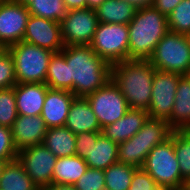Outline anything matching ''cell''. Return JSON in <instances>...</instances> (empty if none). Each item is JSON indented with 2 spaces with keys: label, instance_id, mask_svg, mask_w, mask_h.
<instances>
[{
  "label": "cell",
  "instance_id": "f35d334b",
  "mask_svg": "<svg viewBox=\"0 0 190 190\" xmlns=\"http://www.w3.org/2000/svg\"><path fill=\"white\" fill-rule=\"evenodd\" d=\"M131 4L135 9H143L147 7H152L154 0H122Z\"/></svg>",
  "mask_w": 190,
  "mask_h": 190
},
{
  "label": "cell",
  "instance_id": "d6986e66",
  "mask_svg": "<svg viewBox=\"0 0 190 190\" xmlns=\"http://www.w3.org/2000/svg\"><path fill=\"white\" fill-rule=\"evenodd\" d=\"M75 135L86 132H101L100 124L86 97H75L64 125Z\"/></svg>",
  "mask_w": 190,
  "mask_h": 190
},
{
  "label": "cell",
  "instance_id": "e0dca14e",
  "mask_svg": "<svg viewBox=\"0 0 190 190\" xmlns=\"http://www.w3.org/2000/svg\"><path fill=\"white\" fill-rule=\"evenodd\" d=\"M149 119L148 112L143 109H132L116 122L102 128L101 133L120 144L134 136Z\"/></svg>",
  "mask_w": 190,
  "mask_h": 190
},
{
  "label": "cell",
  "instance_id": "3957f363",
  "mask_svg": "<svg viewBox=\"0 0 190 190\" xmlns=\"http://www.w3.org/2000/svg\"><path fill=\"white\" fill-rule=\"evenodd\" d=\"M128 60H148L169 32L167 17L156 8L138 9L128 24Z\"/></svg>",
  "mask_w": 190,
  "mask_h": 190
},
{
  "label": "cell",
  "instance_id": "e575fe53",
  "mask_svg": "<svg viewBox=\"0 0 190 190\" xmlns=\"http://www.w3.org/2000/svg\"><path fill=\"white\" fill-rule=\"evenodd\" d=\"M101 132H86L76 135V155L85 160L89 156L92 143H96Z\"/></svg>",
  "mask_w": 190,
  "mask_h": 190
},
{
  "label": "cell",
  "instance_id": "cb8c5ba5",
  "mask_svg": "<svg viewBox=\"0 0 190 190\" xmlns=\"http://www.w3.org/2000/svg\"><path fill=\"white\" fill-rule=\"evenodd\" d=\"M87 169L86 162L77 155L58 158L53 169L52 183L73 185Z\"/></svg>",
  "mask_w": 190,
  "mask_h": 190
},
{
  "label": "cell",
  "instance_id": "9a60e30c",
  "mask_svg": "<svg viewBox=\"0 0 190 190\" xmlns=\"http://www.w3.org/2000/svg\"><path fill=\"white\" fill-rule=\"evenodd\" d=\"M47 129L40 115H18L11 127L15 148L20 151L29 146L42 144Z\"/></svg>",
  "mask_w": 190,
  "mask_h": 190
},
{
  "label": "cell",
  "instance_id": "ba28073f",
  "mask_svg": "<svg viewBox=\"0 0 190 190\" xmlns=\"http://www.w3.org/2000/svg\"><path fill=\"white\" fill-rule=\"evenodd\" d=\"M90 46L111 66L128 60V25L99 22Z\"/></svg>",
  "mask_w": 190,
  "mask_h": 190
},
{
  "label": "cell",
  "instance_id": "ffe728a7",
  "mask_svg": "<svg viewBox=\"0 0 190 190\" xmlns=\"http://www.w3.org/2000/svg\"><path fill=\"white\" fill-rule=\"evenodd\" d=\"M174 106L168 125L173 130L190 129V74L181 75L174 98Z\"/></svg>",
  "mask_w": 190,
  "mask_h": 190
},
{
  "label": "cell",
  "instance_id": "52a82bcc",
  "mask_svg": "<svg viewBox=\"0 0 190 190\" xmlns=\"http://www.w3.org/2000/svg\"><path fill=\"white\" fill-rule=\"evenodd\" d=\"M143 169L155 180L157 185L172 190L183 188L184 180L181 176L171 137L149 152Z\"/></svg>",
  "mask_w": 190,
  "mask_h": 190
},
{
  "label": "cell",
  "instance_id": "7c38bea8",
  "mask_svg": "<svg viewBox=\"0 0 190 190\" xmlns=\"http://www.w3.org/2000/svg\"><path fill=\"white\" fill-rule=\"evenodd\" d=\"M181 75L155 70L153 77L149 118L168 120L174 106V98Z\"/></svg>",
  "mask_w": 190,
  "mask_h": 190
},
{
  "label": "cell",
  "instance_id": "6da1fadb",
  "mask_svg": "<svg viewBox=\"0 0 190 190\" xmlns=\"http://www.w3.org/2000/svg\"><path fill=\"white\" fill-rule=\"evenodd\" d=\"M61 52L68 64L69 91L76 97H86L111 79V65L90 45L65 46Z\"/></svg>",
  "mask_w": 190,
  "mask_h": 190
},
{
  "label": "cell",
  "instance_id": "ab89813d",
  "mask_svg": "<svg viewBox=\"0 0 190 190\" xmlns=\"http://www.w3.org/2000/svg\"><path fill=\"white\" fill-rule=\"evenodd\" d=\"M41 190H76L73 185L52 183Z\"/></svg>",
  "mask_w": 190,
  "mask_h": 190
},
{
  "label": "cell",
  "instance_id": "74e56055",
  "mask_svg": "<svg viewBox=\"0 0 190 190\" xmlns=\"http://www.w3.org/2000/svg\"><path fill=\"white\" fill-rule=\"evenodd\" d=\"M63 1L68 11L87 8L86 0H63Z\"/></svg>",
  "mask_w": 190,
  "mask_h": 190
},
{
  "label": "cell",
  "instance_id": "60d3db41",
  "mask_svg": "<svg viewBox=\"0 0 190 190\" xmlns=\"http://www.w3.org/2000/svg\"><path fill=\"white\" fill-rule=\"evenodd\" d=\"M105 0H86L87 8L96 9L100 6Z\"/></svg>",
  "mask_w": 190,
  "mask_h": 190
},
{
  "label": "cell",
  "instance_id": "f1b7e54d",
  "mask_svg": "<svg viewBox=\"0 0 190 190\" xmlns=\"http://www.w3.org/2000/svg\"><path fill=\"white\" fill-rule=\"evenodd\" d=\"M27 7L30 15L59 23L68 12L63 0H33Z\"/></svg>",
  "mask_w": 190,
  "mask_h": 190
},
{
  "label": "cell",
  "instance_id": "603a6c76",
  "mask_svg": "<svg viewBox=\"0 0 190 190\" xmlns=\"http://www.w3.org/2000/svg\"><path fill=\"white\" fill-rule=\"evenodd\" d=\"M0 190H39L16 158L5 163L0 176Z\"/></svg>",
  "mask_w": 190,
  "mask_h": 190
},
{
  "label": "cell",
  "instance_id": "7bdbcfd3",
  "mask_svg": "<svg viewBox=\"0 0 190 190\" xmlns=\"http://www.w3.org/2000/svg\"><path fill=\"white\" fill-rule=\"evenodd\" d=\"M18 3H21L24 6H28L33 0H14Z\"/></svg>",
  "mask_w": 190,
  "mask_h": 190
},
{
  "label": "cell",
  "instance_id": "f6af8a7d",
  "mask_svg": "<svg viewBox=\"0 0 190 190\" xmlns=\"http://www.w3.org/2000/svg\"><path fill=\"white\" fill-rule=\"evenodd\" d=\"M5 163H6L5 161L0 160V176H1V172H2V169L5 165Z\"/></svg>",
  "mask_w": 190,
  "mask_h": 190
},
{
  "label": "cell",
  "instance_id": "ac0fdd59",
  "mask_svg": "<svg viewBox=\"0 0 190 190\" xmlns=\"http://www.w3.org/2000/svg\"><path fill=\"white\" fill-rule=\"evenodd\" d=\"M48 89L46 83H17L14 91L18 115H41Z\"/></svg>",
  "mask_w": 190,
  "mask_h": 190
},
{
  "label": "cell",
  "instance_id": "b9f144b4",
  "mask_svg": "<svg viewBox=\"0 0 190 190\" xmlns=\"http://www.w3.org/2000/svg\"><path fill=\"white\" fill-rule=\"evenodd\" d=\"M183 189L190 190V178H188L184 181Z\"/></svg>",
  "mask_w": 190,
  "mask_h": 190
},
{
  "label": "cell",
  "instance_id": "9c48e42d",
  "mask_svg": "<svg viewBox=\"0 0 190 190\" xmlns=\"http://www.w3.org/2000/svg\"><path fill=\"white\" fill-rule=\"evenodd\" d=\"M101 129L121 119L130 109L119 88L110 79L103 87L86 96Z\"/></svg>",
  "mask_w": 190,
  "mask_h": 190
},
{
  "label": "cell",
  "instance_id": "5b68a950",
  "mask_svg": "<svg viewBox=\"0 0 190 190\" xmlns=\"http://www.w3.org/2000/svg\"><path fill=\"white\" fill-rule=\"evenodd\" d=\"M6 49L14 60L18 84L46 82L49 60L54 52L24 41Z\"/></svg>",
  "mask_w": 190,
  "mask_h": 190
},
{
  "label": "cell",
  "instance_id": "83f0119b",
  "mask_svg": "<svg viewBox=\"0 0 190 190\" xmlns=\"http://www.w3.org/2000/svg\"><path fill=\"white\" fill-rule=\"evenodd\" d=\"M170 137L174 143L182 179L185 181L190 178V129L172 130Z\"/></svg>",
  "mask_w": 190,
  "mask_h": 190
},
{
  "label": "cell",
  "instance_id": "d590c367",
  "mask_svg": "<svg viewBox=\"0 0 190 190\" xmlns=\"http://www.w3.org/2000/svg\"><path fill=\"white\" fill-rule=\"evenodd\" d=\"M155 186V180L143 168H137L128 190H152Z\"/></svg>",
  "mask_w": 190,
  "mask_h": 190
},
{
  "label": "cell",
  "instance_id": "7a4b0ae2",
  "mask_svg": "<svg viewBox=\"0 0 190 190\" xmlns=\"http://www.w3.org/2000/svg\"><path fill=\"white\" fill-rule=\"evenodd\" d=\"M155 70L148 60H125L111 66V80L130 108L148 111Z\"/></svg>",
  "mask_w": 190,
  "mask_h": 190
},
{
  "label": "cell",
  "instance_id": "8992f818",
  "mask_svg": "<svg viewBox=\"0 0 190 190\" xmlns=\"http://www.w3.org/2000/svg\"><path fill=\"white\" fill-rule=\"evenodd\" d=\"M148 61L159 71L190 74V45L187 35L169 31L158 42Z\"/></svg>",
  "mask_w": 190,
  "mask_h": 190
},
{
  "label": "cell",
  "instance_id": "5bb4252c",
  "mask_svg": "<svg viewBox=\"0 0 190 190\" xmlns=\"http://www.w3.org/2000/svg\"><path fill=\"white\" fill-rule=\"evenodd\" d=\"M22 41L54 53L60 52L65 47L62 39L61 23L33 15L29 16Z\"/></svg>",
  "mask_w": 190,
  "mask_h": 190
},
{
  "label": "cell",
  "instance_id": "484cf974",
  "mask_svg": "<svg viewBox=\"0 0 190 190\" xmlns=\"http://www.w3.org/2000/svg\"><path fill=\"white\" fill-rule=\"evenodd\" d=\"M45 83L49 89L69 90L68 64L61 51L52 54Z\"/></svg>",
  "mask_w": 190,
  "mask_h": 190
},
{
  "label": "cell",
  "instance_id": "4dcf8cb0",
  "mask_svg": "<svg viewBox=\"0 0 190 190\" xmlns=\"http://www.w3.org/2000/svg\"><path fill=\"white\" fill-rule=\"evenodd\" d=\"M17 117L14 86L0 89V125L11 128Z\"/></svg>",
  "mask_w": 190,
  "mask_h": 190
},
{
  "label": "cell",
  "instance_id": "d6a6232c",
  "mask_svg": "<svg viewBox=\"0 0 190 190\" xmlns=\"http://www.w3.org/2000/svg\"><path fill=\"white\" fill-rule=\"evenodd\" d=\"M17 84L14 60L7 49L0 53V89L13 87Z\"/></svg>",
  "mask_w": 190,
  "mask_h": 190
},
{
  "label": "cell",
  "instance_id": "8fae6325",
  "mask_svg": "<svg viewBox=\"0 0 190 190\" xmlns=\"http://www.w3.org/2000/svg\"><path fill=\"white\" fill-rule=\"evenodd\" d=\"M17 159L39 190L52 184L53 169L58 158L43 144L21 149Z\"/></svg>",
  "mask_w": 190,
  "mask_h": 190
},
{
  "label": "cell",
  "instance_id": "4fadbf2b",
  "mask_svg": "<svg viewBox=\"0 0 190 190\" xmlns=\"http://www.w3.org/2000/svg\"><path fill=\"white\" fill-rule=\"evenodd\" d=\"M30 13L14 0L0 1V44L6 49L23 40Z\"/></svg>",
  "mask_w": 190,
  "mask_h": 190
},
{
  "label": "cell",
  "instance_id": "836d02e7",
  "mask_svg": "<svg viewBox=\"0 0 190 190\" xmlns=\"http://www.w3.org/2000/svg\"><path fill=\"white\" fill-rule=\"evenodd\" d=\"M18 151L12 140L11 128L0 125V160L8 162L17 158Z\"/></svg>",
  "mask_w": 190,
  "mask_h": 190
},
{
  "label": "cell",
  "instance_id": "7402d4cb",
  "mask_svg": "<svg viewBox=\"0 0 190 190\" xmlns=\"http://www.w3.org/2000/svg\"><path fill=\"white\" fill-rule=\"evenodd\" d=\"M119 144L101 134L96 143H92L89 156L84 160L88 168L105 170L118 162Z\"/></svg>",
  "mask_w": 190,
  "mask_h": 190
},
{
  "label": "cell",
  "instance_id": "4316f807",
  "mask_svg": "<svg viewBox=\"0 0 190 190\" xmlns=\"http://www.w3.org/2000/svg\"><path fill=\"white\" fill-rule=\"evenodd\" d=\"M136 167L119 162L104 170L105 190H128Z\"/></svg>",
  "mask_w": 190,
  "mask_h": 190
},
{
  "label": "cell",
  "instance_id": "2e32d148",
  "mask_svg": "<svg viewBox=\"0 0 190 190\" xmlns=\"http://www.w3.org/2000/svg\"><path fill=\"white\" fill-rule=\"evenodd\" d=\"M76 96L69 90L48 89L41 117L47 128L62 127L66 123L70 106Z\"/></svg>",
  "mask_w": 190,
  "mask_h": 190
},
{
  "label": "cell",
  "instance_id": "7dc6e473",
  "mask_svg": "<svg viewBox=\"0 0 190 190\" xmlns=\"http://www.w3.org/2000/svg\"><path fill=\"white\" fill-rule=\"evenodd\" d=\"M5 48L0 44V53L4 50Z\"/></svg>",
  "mask_w": 190,
  "mask_h": 190
},
{
  "label": "cell",
  "instance_id": "277c9868",
  "mask_svg": "<svg viewBox=\"0 0 190 190\" xmlns=\"http://www.w3.org/2000/svg\"><path fill=\"white\" fill-rule=\"evenodd\" d=\"M172 130L166 120L149 118L134 136L119 144L118 162L143 168L149 152L167 140Z\"/></svg>",
  "mask_w": 190,
  "mask_h": 190
},
{
  "label": "cell",
  "instance_id": "1f68e13d",
  "mask_svg": "<svg viewBox=\"0 0 190 190\" xmlns=\"http://www.w3.org/2000/svg\"><path fill=\"white\" fill-rule=\"evenodd\" d=\"M73 186L76 190H105L104 170L88 168Z\"/></svg>",
  "mask_w": 190,
  "mask_h": 190
},
{
  "label": "cell",
  "instance_id": "30bf717a",
  "mask_svg": "<svg viewBox=\"0 0 190 190\" xmlns=\"http://www.w3.org/2000/svg\"><path fill=\"white\" fill-rule=\"evenodd\" d=\"M60 23L65 46L90 45L99 20L95 9L84 8L69 10Z\"/></svg>",
  "mask_w": 190,
  "mask_h": 190
},
{
  "label": "cell",
  "instance_id": "d4e9b609",
  "mask_svg": "<svg viewBox=\"0 0 190 190\" xmlns=\"http://www.w3.org/2000/svg\"><path fill=\"white\" fill-rule=\"evenodd\" d=\"M96 15L101 23H120L128 25L137 9L122 0H105L96 9Z\"/></svg>",
  "mask_w": 190,
  "mask_h": 190
},
{
  "label": "cell",
  "instance_id": "bcb514c9",
  "mask_svg": "<svg viewBox=\"0 0 190 190\" xmlns=\"http://www.w3.org/2000/svg\"><path fill=\"white\" fill-rule=\"evenodd\" d=\"M187 39H188L189 45H190V33L187 34Z\"/></svg>",
  "mask_w": 190,
  "mask_h": 190
},
{
  "label": "cell",
  "instance_id": "f546056e",
  "mask_svg": "<svg viewBox=\"0 0 190 190\" xmlns=\"http://www.w3.org/2000/svg\"><path fill=\"white\" fill-rule=\"evenodd\" d=\"M169 31L185 34L190 33V0H182L167 16Z\"/></svg>",
  "mask_w": 190,
  "mask_h": 190
},
{
  "label": "cell",
  "instance_id": "8d00e7d4",
  "mask_svg": "<svg viewBox=\"0 0 190 190\" xmlns=\"http://www.w3.org/2000/svg\"><path fill=\"white\" fill-rule=\"evenodd\" d=\"M182 0H154L153 7L166 17Z\"/></svg>",
  "mask_w": 190,
  "mask_h": 190
},
{
  "label": "cell",
  "instance_id": "44dd1931",
  "mask_svg": "<svg viewBox=\"0 0 190 190\" xmlns=\"http://www.w3.org/2000/svg\"><path fill=\"white\" fill-rule=\"evenodd\" d=\"M42 144L57 158L76 155V135L65 126L48 128Z\"/></svg>",
  "mask_w": 190,
  "mask_h": 190
},
{
  "label": "cell",
  "instance_id": "ee69618b",
  "mask_svg": "<svg viewBox=\"0 0 190 190\" xmlns=\"http://www.w3.org/2000/svg\"><path fill=\"white\" fill-rule=\"evenodd\" d=\"M152 190H172V189L167 188V187H165V186L157 185V186H155Z\"/></svg>",
  "mask_w": 190,
  "mask_h": 190
}]
</instances>
